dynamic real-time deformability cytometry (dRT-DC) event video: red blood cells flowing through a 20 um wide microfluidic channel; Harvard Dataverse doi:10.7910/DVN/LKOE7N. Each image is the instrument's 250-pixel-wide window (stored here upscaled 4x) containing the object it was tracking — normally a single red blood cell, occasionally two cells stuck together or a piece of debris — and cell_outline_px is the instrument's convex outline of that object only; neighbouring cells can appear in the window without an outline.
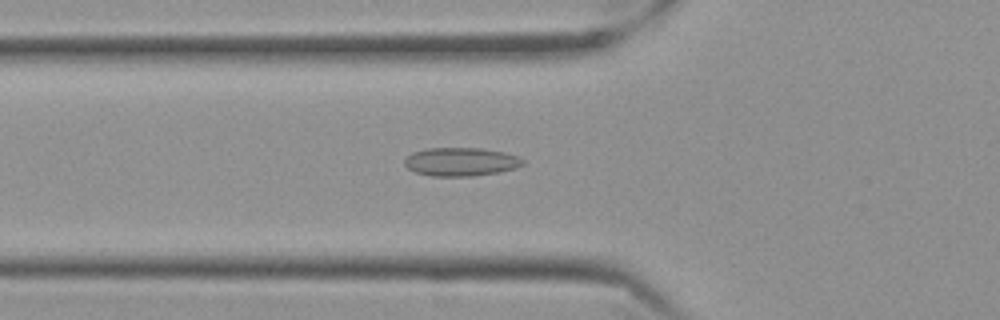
{"species": "Egyptian fruit bat (a non-hibernating species)", "species_latin": "Rousettus aegyptiacus", "temperature_condition": "cold", "stored_images_in_passage": 41, "camera_frame_rate_fps": 3000, "um_per_image_px": 0.085, "frame": {"image": 1, "passage_image": 4, "time_ms": 1.0, "image_size_px": [1000, 320], "cell_outline_px": [[524, 164], [516, 168], [500, 172], [472, 176], [432, 176], [416, 172], [408, 168], [404, 164], [404, 160], [412, 152], [428, 148], [480, 148], [504, 152], [520, 156], [524, 160]], "centroid_in_image_um": [39.21, 13.75], "position_along_channel_um": 86.6, "area_um2": 19.71}}
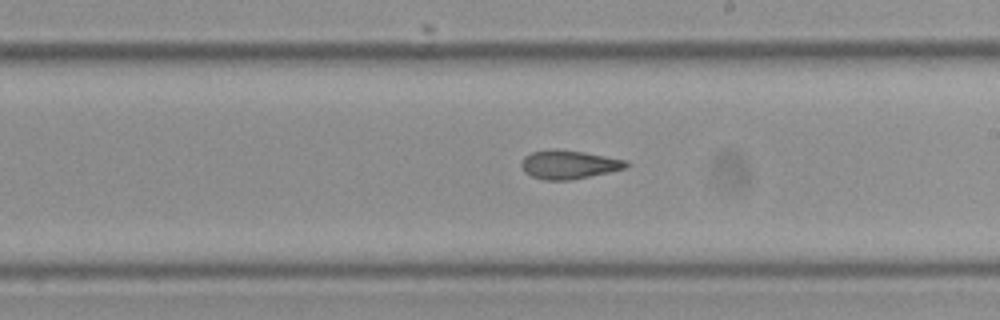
{"frame": {"image": 2, "passage_image": 17, "time_ms": 5.333, "image_size_px": [1000, 320], "cell_outline_px": [[632, 164], [628, 168], [572, 180], [544, 180], [532, 176], [524, 172], [520, 164], [524, 156], [532, 152], [556, 148], [584, 152], [628, 160]], "centroid_in_image_um": [48.39, 13.98], "position_along_channel_um": 240.6, "area_um2": 17.8}}
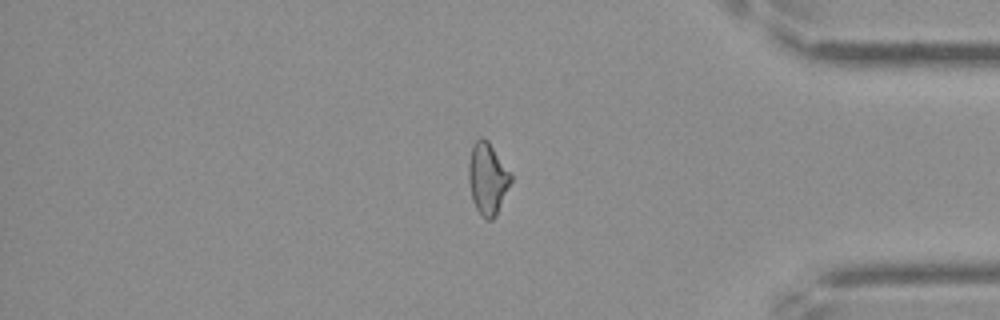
{"frame": {"image": 3, "passage_image": 32, "time_ms": 10.333, "image_size_px": [1000, 320], "cell_outline_px": [[512, 180], [496, 216], [492, 220], [488, 220], [480, 216], [472, 200], [468, 180], [468, 164], [472, 144], [480, 136], [488, 140], [512, 172]], "centroid_in_image_um": [41.44, 15.16], "position_along_channel_um": 393.8, "area_um2": 18.09}, "authors_computed_cell_mechanics": {"area_um2": 17.8602, "velocity_mm_per_s": 3.5328, "shape_relaxation_time_tau1_ms": null, "shape_relaxation_time_tau2_ms": 2.4125, "deformation_change_tau1": null, "deformation_change_tau2": 0.0919}}